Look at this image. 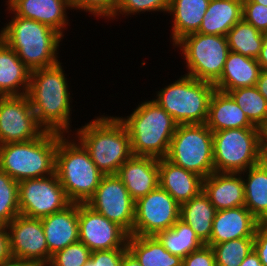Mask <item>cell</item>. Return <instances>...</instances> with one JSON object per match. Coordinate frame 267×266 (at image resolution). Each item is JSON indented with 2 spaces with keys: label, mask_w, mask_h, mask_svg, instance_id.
Wrapping results in <instances>:
<instances>
[{
  "label": "cell",
  "mask_w": 267,
  "mask_h": 266,
  "mask_svg": "<svg viewBox=\"0 0 267 266\" xmlns=\"http://www.w3.org/2000/svg\"><path fill=\"white\" fill-rule=\"evenodd\" d=\"M62 64L59 61L55 65L31 71L27 96L38 124L45 131L66 135L72 132L70 117L73 97Z\"/></svg>",
  "instance_id": "1"
},
{
  "label": "cell",
  "mask_w": 267,
  "mask_h": 266,
  "mask_svg": "<svg viewBox=\"0 0 267 266\" xmlns=\"http://www.w3.org/2000/svg\"><path fill=\"white\" fill-rule=\"evenodd\" d=\"M11 20L0 29V38L12 48L30 71L55 65L64 37L49 26L16 16L8 7Z\"/></svg>",
  "instance_id": "2"
},
{
  "label": "cell",
  "mask_w": 267,
  "mask_h": 266,
  "mask_svg": "<svg viewBox=\"0 0 267 266\" xmlns=\"http://www.w3.org/2000/svg\"><path fill=\"white\" fill-rule=\"evenodd\" d=\"M74 137L88 151L91 160L104 175H115L133 154L129 133L118 117L99 115L80 128Z\"/></svg>",
  "instance_id": "3"
},
{
  "label": "cell",
  "mask_w": 267,
  "mask_h": 266,
  "mask_svg": "<svg viewBox=\"0 0 267 266\" xmlns=\"http://www.w3.org/2000/svg\"><path fill=\"white\" fill-rule=\"evenodd\" d=\"M127 117H118L129 133L135 156L166 158L178 124L154 100H143Z\"/></svg>",
  "instance_id": "4"
},
{
  "label": "cell",
  "mask_w": 267,
  "mask_h": 266,
  "mask_svg": "<svg viewBox=\"0 0 267 266\" xmlns=\"http://www.w3.org/2000/svg\"><path fill=\"white\" fill-rule=\"evenodd\" d=\"M64 134L44 131L38 138L0 145V170L15 181L55 173L58 140Z\"/></svg>",
  "instance_id": "5"
},
{
  "label": "cell",
  "mask_w": 267,
  "mask_h": 266,
  "mask_svg": "<svg viewBox=\"0 0 267 266\" xmlns=\"http://www.w3.org/2000/svg\"><path fill=\"white\" fill-rule=\"evenodd\" d=\"M68 134L58 140L55 173L71 203H87L104 174L91 160L88 151Z\"/></svg>",
  "instance_id": "6"
},
{
  "label": "cell",
  "mask_w": 267,
  "mask_h": 266,
  "mask_svg": "<svg viewBox=\"0 0 267 266\" xmlns=\"http://www.w3.org/2000/svg\"><path fill=\"white\" fill-rule=\"evenodd\" d=\"M215 86L188 75L156 91L154 100L178 124H206Z\"/></svg>",
  "instance_id": "7"
},
{
  "label": "cell",
  "mask_w": 267,
  "mask_h": 266,
  "mask_svg": "<svg viewBox=\"0 0 267 266\" xmlns=\"http://www.w3.org/2000/svg\"><path fill=\"white\" fill-rule=\"evenodd\" d=\"M214 170L242 173L263 159L260 128H232L213 132Z\"/></svg>",
  "instance_id": "8"
},
{
  "label": "cell",
  "mask_w": 267,
  "mask_h": 266,
  "mask_svg": "<svg viewBox=\"0 0 267 266\" xmlns=\"http://www.w3.org/2000/svg\"><path fill=\"white\" fill-rule=\"evenodd\" d=\"M166 159L202 178L214 170L213 132L206 124L178 125Z\"/></svg>",
  "instance_id": "9"
},
{
  "label": "cell",
  "mask_w": 267,
  "mask_h": 266,
  "mask_svg": "<svg viewBox=\"0 0 267 266\" xmlns=\"http://www.w3.org/2000/svg\"><path fill=\"white\" fill-rule=\"evenodd\" d=\"M173 47L182 52L185 75L212 84L220 78L230 51L226 36L201 33L187 35Z\"/></svg>",
  "instance_id": "10"
},
{
  "label": "cell",
  "mask_w": 267,
  "mask_h": 266,
  "mask_svg": "<svg viewBox=\"0 0 267 266\" xmlns=\"http://www.w3.org/2000/svg\"><path fill=\"white\" fill-rule=\"evenodd\" d=\"M20 214L43 218L71 204L57 174L18 182Z\"/></svg>",
  "instance_id": "11"
},
{
  "label": "cell",
  "mask_w": 267,
  "mask_h": 266,
  "mask_svg": "<svg viewBox=\"0 0 267 266\" xmlns=\"http://www.w3.org/2000/svg\"><path fill=\"white\" fill-rule=\"evenodd\" d=\"M180 218V205L158 186L135 202L133 235L155 236L171 228Z\"/></svg>",
  "instance_id": "12"
},
{
  "label": "cell",
  "mask_w": 267,
  "mask_h": 266,
  "mask_svg": "<svg viewBox=\"0 0 267 266\" xmlns=\"http://www.w3.org/2000/svg\"><path fill=\"white\" fill-rule=\"evenodd\" d=\"M86 204L133 235L135 201L116 174L104 175Z\"/></svg>",
  "instance_id": "13"
},
{
  "label": "cell",
  "mask_w": 267,
  "mask_h": 266,
  "mask_svg": "<svg viewBox=\"0 0 267 266\" xmlns=\"http://www.w3.org/2000/svg\"><path fill=\"white\" fill-rule=\"evenodd\" d=\"M44 131L27 95L0 96V145L36 139Z\"/></svg>",
  "instance_id": "14"
},
{
  "label": "cell",
  "mask_w": 267,
  "mask_h": 266,
  "mask_svg": "<svg viewBox=\"0 0 267 266\" xmlns=\"http://www.w3.org/2000/svg\"><path fill=\"white\" fill-rule=\"evenodd\" d=\"M6 226L13 258L29 261L38 266L49 264L50 252L40 218L19 214Z\"/></svg>",
  "instance_id": "15"
},
{
  "label": "cell",
  "mask_w": 267,
  "mask_h": 266,
  "mask_svg": "<svg viewBox=\"0 0 267 266\" xmlns=\"http://www.w3.org/2000/svg\"><path fill=\"white\" fill-rule=\"evenodd\" d=\"M78 225L79 241L91 252L127 248L129 234L86 203H79Z\"/></svg>",
  "instance_id": "16"
},
{
  "label": "cell",
  "mask_w": 267,
  "mask_h": 266,
  "mask_svg": "<svg viewBox=\"0 0 267 266\" xmlns=\"http://www.w3.org/2000/svg\"><path fill=\"white\" fill-rule=\"evenodd\" d=\"M6 6L19 17L35 20L49 26L63 37L70 26L67 9L72 10L70 0H7Z\"/></svg>",
  "instance_id": "17"
},
{
  "label": "cell",
  "mask_w": 267,
  "mask_h": 266,
  "mask_svg": "<svg viewBox=\"0 0 267 266\" xmlns=\"http://www.w3.org/2000/svg\"><path fill=\"white\" fill-rule=\"evenodd\" d=\"M116 175L136 202L159 186V159L133 155Z\"/></svg>",
  "instance_id": "18"
},
{
  "label": "cell",
  "mask_w": 267,
  "mask_h": 266,
  "mask_svg": "<svg viewBox=\"0 0 267 266\" xmlns=\"http://www.w3.org/2000/svg\"><path fill=\"white\" fill-rule=\"evenodd\" d=\"M259 225L245 206L216 211L210 241L206 245L212 247L233 239L254 237Z\"/></svg>",
  "instance_id": "19"
},
{
  "label": "cell",
  "mask_w": 267,
  "mask_h": 266,
  "mask_svg": "<svg viewBox=\"0 0 267 266\" xmlns=\"http://www.w3.org/2000/svg\"><path fill=\"white\" fill-rule=\"evenodd\" d=\"M79 203L41 218L50 260L53 254L79 241Z\"/></svg>",
  "instance_id": "20"
},
{
  "label": "cell",
  "mask_w": 267,
  "mask_h": 266,
  "mask_svg": "<svg viewBox=\"0 0 267 266\" xmlns=\"http://www.w3.org/2000/svg\"><path fill=\"white\" fill-rule=\"evenodd\" d=\"M203 192L217 211L245 205L241 173L213 172L203 180Z\"/></svg>",
  "instance_id": "21"
},
{
  "label": "cell",
  "mask_w": 267,
  "mask_h": 266,
  "mask_svg": "<svg viewBox=\"0 0 267 266\" xmlns=\"http://www.w3.org/2000/svg\"><path fill=\"white\" fill-rule=\"evenodd\" d=\"M203 180L198 174L179 167L166 158L159 159V186L181 205L203 191Z\"/></svg>",
  "instance_id": "22"
},
{
  "label": "cell",
  "mask_w": 267,
  "mask_h": 266,
  "mask_svg": "<svg viewBox=\"0 0 267 266\" xmlns=\"http://www.w3.org/2000/svg\"><path fill=\"white\" fill-rule=\"evenodd\" d=\"M261 68L257 59L229 51L223 72L213 84L215 90L228 93L240 87L256 86Z\"/></svg>",
  "instance_id": "23"
},
{
  "label": "cell",
  "mask_w": 267,
  "mask_h": 266,
  "mask_svg": "<svg viewBox=\"0 0 267 266\" xmlns=\"http://www.w3.org/2000/svg\"><path fill=\"white\" fill-rule=\"evenodd\" d=\"M31 71L0 38V96L27 95Z\"/></svg>",
  "instance_id": "24"
},
{
  "label": "cell",
  "mask_w": 267,
  "mask_h": 266,
  "mask_svg": "<svg viewBox=\"0 0 267 266\" xmlns=\"http://www.w3.org/2000/svg\"><path fill=\"white\" fill-rule=\"evenodd\" d=\"M206 125L212 132L232 128H258L249 121L228 93L218 90L211 95Z\"/></svg>",
  "instance_id": "25"
},
{
  "label": "cell",
  "mask_w": 267,
  "mask_h": 266,
  "mask_svg": "<svg viewBox=\"0 0 267 266\" xmlns=\"http://www.w3.org/2000/svg\"><path fill=\"white\" fill-rule=\"evenodd\" d=\"M209 2L210 0H171L167 13L173 18V46L183 37L198 32Z\"/></svg>",
  "instance_id": "26"
},
{
  "label": "cell",
  "mask_w": 267,
  "mask_h": 266,
  "mask_svg": "<svg viewBox=\"0 0 267 266\" xmlns=\"http://www.w3.org/2000/svg\"><path fill=\"white\" fill-rule=\"evenodd\" d=\"M244 182L245 207L260 222L267 225V160L241 173Z\"/></svg>",
  "instance_id": "27"
},
{
  "label": "cell",
  "mask_w": 267,
  "mask_h": 266,
  "mask_svg": "<svg viewBox=\"0 0 267 266\" xmlns=\"http://www.w3.org/2000/svg\"><path fill=\"white\" fill-rule=\"evenodd\" d=\"M243 0H210L197 33L227 36L242 19Z\"/></svg>",
  "instance_id": "28"
},
{
  "label": "cell",
  "mask_w": 267,
  "mask_h": 266,
  "mask_svg": "<svg viewBox=\"0 0 267 266\" xmlns=\"http://www.w3.org/2000/svg\"><path fill=\"white\" fill-rule=\"evenodd\" d=\"M216 211L209 197L202 191L180 205V219L190 225L199 239L207 244L210 241Z\"/></svg>",
  "instance_id": "29"
},
{
  "label": "cell",
  "mask_w": 267,
  "mask_h": 266,
  "mask_svg": "<svg viewBox=\"0 0 267 266\" xmlns=\"http://www.w3.org/2000/svg\"><path fill=\"white\" fill-rule=\"evenodd\" d=\"M127 249L141 266H182V258L166 250L155 236L129 235Z\"/></svg>",
  "instance_id": "30"
},
{
  "label": "cell",
  "mask_w": 267,
  "mask_h": 266,
  "mask_svg": "<svg viewBox=\"0 0 267 266\" xmlns=\"http://www.w3.org/2000/svg\"><path fill=\"white\" fill-rule=\"evenodd\" d=\"M155 237L166 250L182 259L205 245L190 225L180 218L171 228L157 233Z\"/></svg>",
  "instance_id": "31"
},
{
  "label": "cell",
  "mask_w": 267,
  "mask_h": 266,
  "mask_svg": "<svg viewBox=\"0 0 267 266\" xmlns=\"http://www.w3.org/2000/svg\"><path fill=\"white\" fill-rule=\"evenodd\" d=\"M229 50L257 59L263 42V33L243 18L227 34Z\"/></svg>",
  "instance_id": "32"
},
{
  "label": "cell",
  "mask_w": 267,
  "mask_h": 266,
  "mask_svg": "<svg viewBox=\"0 0 267 266\" xmlns=\"http://www.w3.org/2000/svg\"><path fill=\"white\" fill-rule=\"evenodd\" d=\"M228 94L235 100L249 121L266 131L267 100L256 86L233 89Z\"/></svg>",
  "instance_id": "33"
},
{
  "label": "cell",
  "mask_w": 267,
  "mask_h": 266,
  "mask_svg": "<svg viewBox=\"0 0 267 266\" xmlns=\"http://www.w3.org/2000/svg\"><path fill=\"white\" fill-rule=\"evenodd\" d=\"M216 266H239L254 249V237L225 241L212 246Z\"/></svg>",
  "instance_id": "34"
},
{
  "label": "cell",
  "mask_w": 267,
  "mask_h": 266,
  "mask_svg": "<svg viewBox=\"0 0 267 266\" xmlns=\"http://www.w3.org/2000/svg\"><path fill=\"white\" fill-rule=\"evenodd\" d=\"M19 214L18 182L0 170V223L7 225Z\"/></svg>",
  "instance_id": "35"
},
{
  "label": "cell",
  "mask_w": 267,
  "mask_h": 266,
  "mask_svg": "<svg viewBox=\"0 0 267 266\" xmlns=\"http://www.w3.org/2000/svg\"><path fill=\"white\" fill-rule=\"evenodd\" d=\"M171 0H120L116 13L110 18H119L118 16H130L142 14L144 12H163L167 13ZM142 12V13H141Z\"/></svg>",
  "instance_id": "36"
},
{
  "label": "cell",
  "mask_w": 267,
  "mask_h": 266,
  "mask_svg": "<svg viewBox=\"0 0 267 266\" xmlns=\"http://www.w3.org/2000/svg\"><path fill=\"white\" fill-rule=\"evenodd\" d=\"M90 255L91 250L78 241L53 254L47 266H83Z\"/></svg>",
  "instance_id": "37"
},
{
  "label": "cell",
  "mask_w": 267,
  "mask_h": 266,
  "mask_svg": "<svg viewBox=\"0 0 267 266\" xmlns=\"http://www.w3.org/2000/svg\"><path fill=\"white\" fill-rule=\"evenodd\" d=\"M72 9L89 12L108 21L116 13L120 0H70Z\"/></svg>",
  "instance_id": "38"
},
{
  "label": "cell",
  "mask_w": 267,
  "mask_h": 266,
  "mask_svg": "<svg viewBox=\"0 0 267 266\" xmlns=\"http://www.w3.org/2000/svg\"><path fill=\"white\" fill-rule=\"evenodd\" d=\"M242 18L260 32H267V6L243 3Z\"/></svg>",
  "instance_id": "39"
},
{
  "label": "cell",
  "mask_w": 267,
  "mask_h": 266,
  "mask_svg": "<svg viewBox=\"0 0 267 266\" xmlns=\"http://www.w3.org/2000/svg\"><path fill=\"white\" fill-rule=\"evenodd\" d=\"M127 248H116L91 252L90 259L83 266H121Z\"/></svg>",
  "instance_id": "40"
},
{
  "label": "cell",
  "mask_w": 267,
  "mask_h": 266,
  "mask_svg": "<svg viewBox=\"0 0 267 266\" xmlns=\"http://www.w3.org/2000/svg\"><path fill=\"white\" fill-rule=\"evenodd\" d=\"M182 266H216L213 248L204 245L182 259Z\"/></svg>",
  "instance_id": "41"
},
{
  "label": "cell",
  "mask_w": 267,
  "mask_h": 266,
  "mask_svg": "<svg viewBox=\"0 0 267 266\" xmlns=\"http://www.w3.org/2000/svg\"><path fill=\"white\" fill-rule=\"evenodd\" d=\"M254 251L261 263L267 266V225L260 224L254 234Z\"/></svg>",
  "instance_id": "42"
},
{
  "label": "cell",
  "mask_w": 267,
  "mask_h": 266,
  "mask_svg": "<svg viewBox=\"0 0 267 266\" xmlns=\"http://www.w3.org/2000/svg\"><path fill=\"white\" fill-rule=\"evenodd\" d=\"M13 258L7 226L0 223V264Z\"/></svg>",
  "instance_id": "43"
},
{
  "label": "cell",
  "mask_w": 267,
  "mask_h": 266,
  "mask_svg": "<svg viewBox=\"0 0 267 266\" xmlns=\"http://www.w3.org/2000/svg\"><path fill=\"white\" fill-rule=\"evenodd\" d=\"M261 70H267V32H263V42L260 54L257 58Z\"/></svg>",
  "instance_id": "44"
},
{
  "label": "cell",
  "mask_w": 267,
  "mask_h": 266,
  "mask_svg": "<svg viewBox=\"0 0 267 266\" xmlns=\"http://www.w3.org/2000/svg\"><path fill=\"white\" fill-rule=\"evenodd\" d=\"M256 87L267 100V70H261Z\"/></svg>",
  "instance_id": "45"
},
{
  "label": "cell",
  "mask_w": 267,
  "mask_h": 266,
  "mask_svg": "<svg viewBox=\"0 0 267 266\" xmlns=\"http://www.w3.org/2000/svg\"><path fill=\"white\" fill-rule=\"evenodd\" d=\"M239 266H264L258 254L254 251V249L247 255L245 259L242 260Z\"/></svg>",
  "instance_id": "46"
},
{
  "label": "cell",
  "mask_w": 267,
  "mask_h": 266,
  "mask_svg": "<svg viewBox=\"0 0 267 266\" xmlns=\"http://www.w3.org/2000/svg\"><path fill=\"white\" fill-rule=\"evenodd\" d=\"M121 266H141L136 257L127 249L123 254Z\"/></svg>",
  "instance_id": "47"
},
{
  "label": "cell",
  "mask_w": 267,
  "mask_h": 266,
  "mask_svg": "<svg viewBox=\"0 0 267 266\" xmlns=\"http://www.w3.org/2000/svg\"><path fill=\"white\" fill-rule=\"evenodd\" d=\"M0 266H38V265L22 259L12 258L11 260L5 263H1Z\"/></svg>",
  "instance_id": "48"
},
{
  "label": "cell",
  "mask_w": 267,
  "mask_h": 266,
  "mask_svg": "<svg viewBox=\"0 0 267 266\" xmlns=\"http://www.w3.org/2000/svg\"><path fill=\"white\" fill-rule=\"evenodd\" d=\"M263 156L267 160V130L263 133Z\"/></svg>",
  "instance_id": "49"
},
{
  "label": "cell",
  "mask_w": 267,
  "mask_h": 266,
  "mask_svg": "<svg viewBox=\"0 0 267 266\" xmlns=\"http://www.w3.org/2000/svg\"><path fill=\"white\" fill-rule=\"evenodd\" d=\"M243 3H258L267 6V0H243Z\"/></svg>",
  "instance_id": "50"
}]
</instances>
